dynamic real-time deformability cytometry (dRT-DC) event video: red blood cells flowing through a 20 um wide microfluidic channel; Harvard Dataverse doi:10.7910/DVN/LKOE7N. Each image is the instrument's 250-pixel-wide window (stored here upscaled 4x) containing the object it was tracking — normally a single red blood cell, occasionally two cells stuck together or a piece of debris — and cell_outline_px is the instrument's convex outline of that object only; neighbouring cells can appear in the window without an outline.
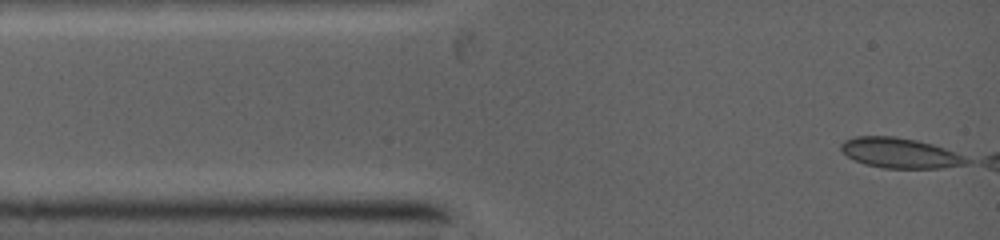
{"species": "common noctule bat (a hibernating species)", "species_latin": "Nyctalus noctula", "temperature_condition": "warm", "stored_images_in_passage": 7, "camera_frame_rate_fps": 5000, "um_per_image_px": 0.085, "animal": {"sex": "female", "body_mass_g": 19.0, "forearm_length_mm": 53.3}, "frame": {"image": 1, "passage_image": 1, "time_ms": 0.0, "image_size_px": [1000, 240], "cell_outline_px": [[968, 160], [964, 164], [936, 168], [884, 168], [864, 164], [848, 156], [840, 148], [840, 144], [844, 140], [856, 136], [892, 136], [916, 140], [932, 144], [952, 152]], "centroid_in_image_um": [76.39, 12.99], "position_along_channel_um": 8.6, "area_um2": 21.44}}